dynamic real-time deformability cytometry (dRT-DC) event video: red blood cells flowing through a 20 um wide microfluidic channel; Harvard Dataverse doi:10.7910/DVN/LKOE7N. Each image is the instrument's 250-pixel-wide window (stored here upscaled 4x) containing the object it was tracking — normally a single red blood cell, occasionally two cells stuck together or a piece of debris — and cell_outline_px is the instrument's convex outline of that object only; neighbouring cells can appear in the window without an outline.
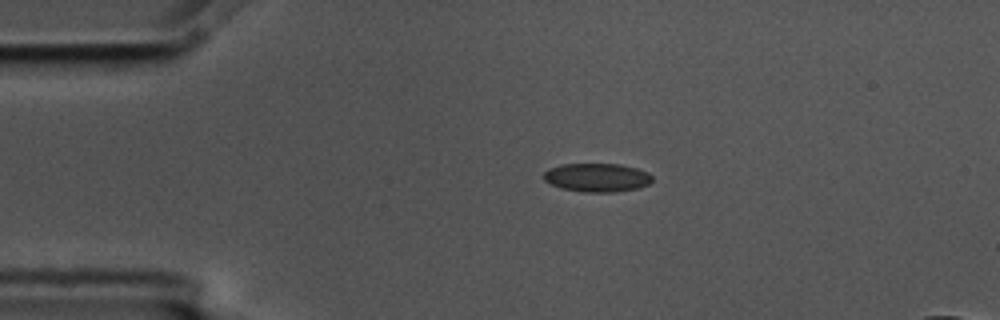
{"species": "common noctule bat (a hibernating species)", "species_latin": "Nyctalus noctula", "temperature_condition": "cold", "stored_images_in_passage": 2, "camera_frame_rate_fps": 3000, "um_per_image_px": 0.085, "animal": {"sex": "male", "body_mass_g": 17.5, "forearm_length_mm": 52.3}, "frame": {"image": 1, "passage_image": 1, "time_ms": 0.0, "image_size_px": [1000, 320], "cell_outline_px": [[652, 180], [648, 184], [640, 188], [612, 192], [584, 192], [560, 188], [544, 180], [544, 172], [548, 168], [560, 164], [620, 164], [636, 168], [648, 172], [652, 176]], "centroid_in_image_um": [50.74, 15.09], "position_along_channel_um": 34.3, "area_um2": 18.15}}